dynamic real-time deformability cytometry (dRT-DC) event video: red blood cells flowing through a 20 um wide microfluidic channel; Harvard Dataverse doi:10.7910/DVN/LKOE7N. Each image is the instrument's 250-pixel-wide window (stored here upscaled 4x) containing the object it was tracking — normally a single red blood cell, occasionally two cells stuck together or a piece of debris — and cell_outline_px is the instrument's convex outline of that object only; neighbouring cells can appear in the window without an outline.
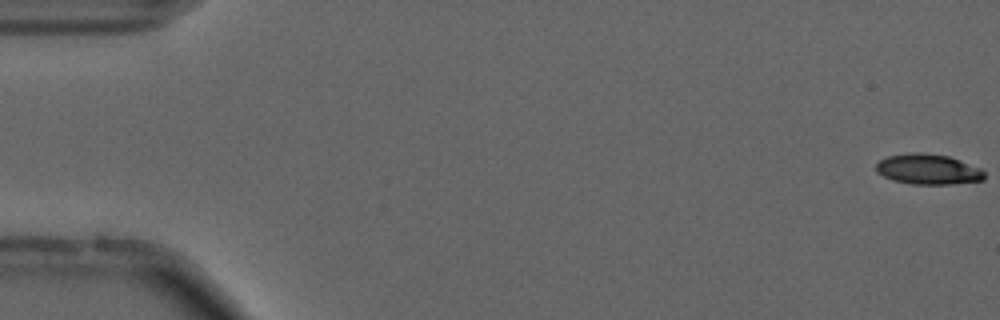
{"species": "common noctule bat (a hibernating species)", "species_latin": "Nyctalus noctula", "temperature_condition": "cold", "stored_images_in_passage": 55, "camera_frame_rate_fps": 3000, "um_per_image_px": 0.085, "animal": {"sex": "male", "forearm_length_mm": 52.5}, "frame": {"image": 1, "passage_image": 1, "time_ms": 0.0, "image_size_px": [1000, 320], "cell_outline_px": [[984, 180], [952, 184], [912, 184], [892, 180], [876, 172], [876, 164], [880, 160], [888, 156], [912, 152], [924, 152], [948, 156], [980, 168], [984, 172]], "centroid_in_image_um": [78.87, 14.39], "position_along_channel_um": 6.1, "area_um2": 19.13}}
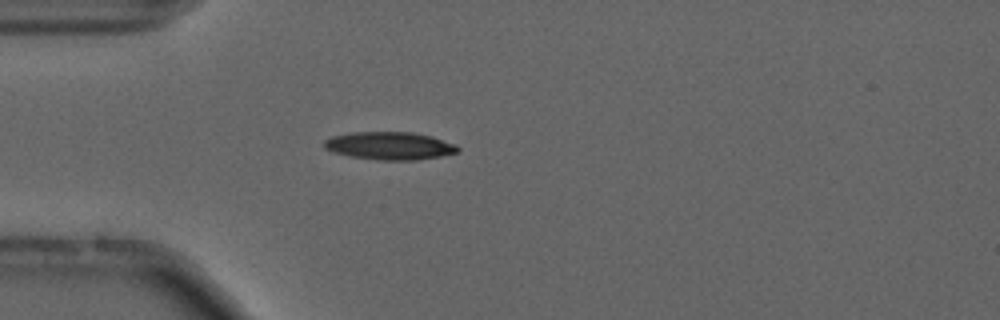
{"frame": {"image": 2, "passage_image": 16, "time_ms": 5.0, "image_size_px": [1000, 320], "cell_outline_px": [[460, 148], [456, 152], [440, 156], [416, 160], [384, 160], [352, 156], [336, 152], [324, 148], [324, 140], [332, 136], [352, 132], [412, 132], [432, 136], [456, 144]], "centroid_in_image_um": [33.14, 12.38], "position_along_channel_um": 51.9, "area_um2": 21.44}, "authors_computed_cell_mechanics": {"area_um2": 19.8832, "velocity_mm_per_s": 3.7188, "shape_relaxation_time_tau1_ms": 6.327, "shape_relaxation_time_tau2_ms": null, "deformation_change_tau1": 0.1644, "deformation_change_tau2": null}}